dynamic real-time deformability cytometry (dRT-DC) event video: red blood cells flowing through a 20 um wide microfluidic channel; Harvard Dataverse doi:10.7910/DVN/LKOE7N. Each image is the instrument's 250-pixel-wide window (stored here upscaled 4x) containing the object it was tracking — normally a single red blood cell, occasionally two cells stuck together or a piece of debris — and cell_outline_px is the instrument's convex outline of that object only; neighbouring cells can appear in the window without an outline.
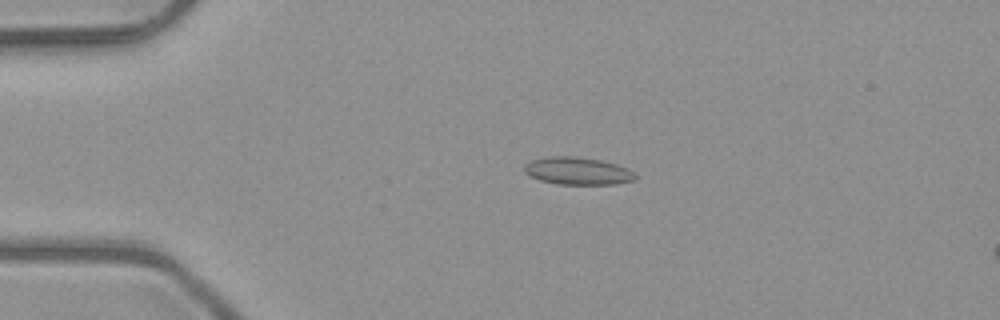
{"species": "common noctule bat (a hibernating species)", "species_latin": "Nyctalus noctula", "temperature_condition": "room temperature", "stored_images_in_passage": 51, "camera_frame_rate_fps": 3000, "um_per_image_px": 0.085, "animal": {"sex": "male", "body_mass_g": 23.1, "forearm_length_mm": 52.7}, "frame": {"image": 1, "passage_image": 11, "time_ms": 3.333, "image_size_px": [1000, 320], "cell_outline_px": [[636, 180], [616, 184], [556, 184], [540, 180], [524, 172], [524, 164], [532, 160], [548, 156], [576, 156], [604, 160], [628, 168], [636, 172]], "centroid_in_image_um": [49.14, 14.52], "position_along_channel_um": 35.9, "area_um2": 18.03}}
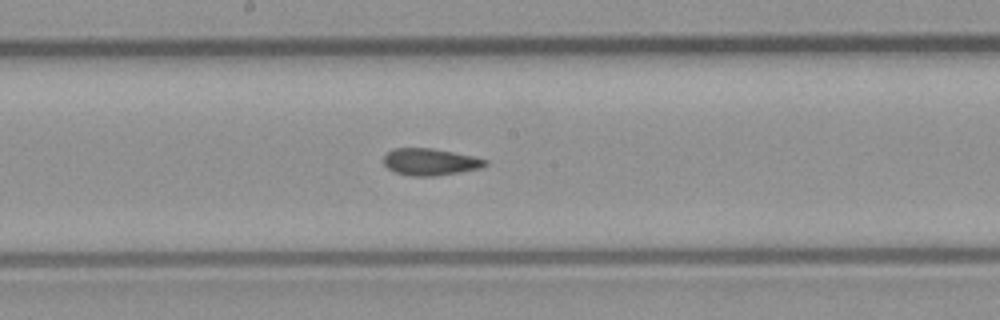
{"frame": {"image": 2, "passage_image": 27, "time_ms": 8.667, "image_size_px": [1000, 320], "cell_outline_px": [[488, 164], [480, 168], [460, 172], [436, 176], [408, 176], [396, 172], [388, 168], [384, 164], [384, 156], [392, 148], [432, 148], [472, 156], [488, 160]], "centroid_in_image_um": [36.56, 13.76], "position_along_channel_um": 211.6, "area_um2": 15.9}}
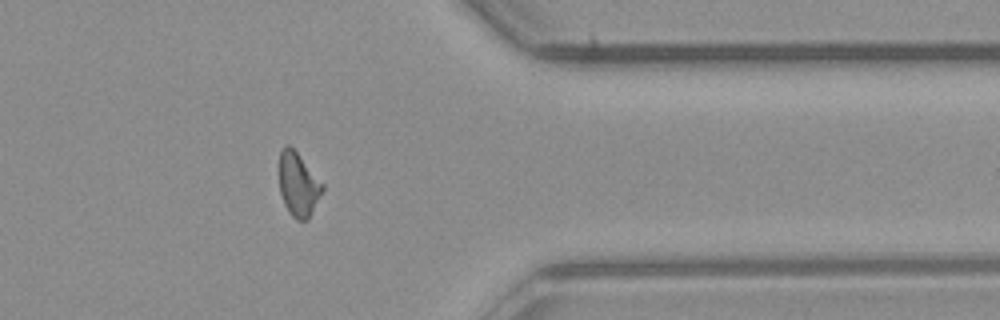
{"frame": {"image": 3, "passage_image": 41, "time_ms": 13.333, "image_size_px": [1000, 320], "cell_outline_px": [[324, 188], [308, 220], [296, 220], [288, 212], [284, 204], [280, 192], [280, 152], [288, 144], [296, 152], [324, 184]], "centroid_in_image_um": [25.36, 15.72], "position_along_channel_um": 386.0, "area_um2": 15.78}, "authors_computed_cell_mechanics": {"area_um2": 16.2418, "velocity_mm_per_s": 4.0449, "shape_relaxation_time_tau1_ms": null, "shape_relaxation_time_tau2_ms": 2.9502, "deformation_change_tau1": null, "deformation_change_tau2": 0.091}}